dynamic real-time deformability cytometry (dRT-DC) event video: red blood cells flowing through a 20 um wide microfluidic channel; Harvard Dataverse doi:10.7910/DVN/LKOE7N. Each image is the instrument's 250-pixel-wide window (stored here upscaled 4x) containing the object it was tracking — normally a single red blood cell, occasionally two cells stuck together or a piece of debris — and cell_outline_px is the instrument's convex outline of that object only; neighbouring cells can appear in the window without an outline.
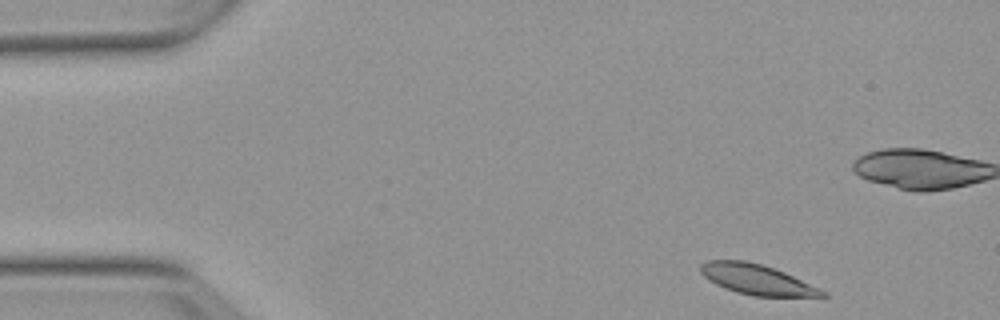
{"species": "Egyptian fruit bat (a non-hibernating species)", "species_latin": "Rousettus aegyptiacus", "temperature_condition": "warm", "stored_images_in_passage": 44, "camera_frame_rate_fps": 3000, "um_per_image_px": 0.085, "animal": {"sex": "female"}, "frame": {"image": 1, "passage_image": 2, "time_ms": 0.333, "image_size_px": [1000, 320], "cell_outline_px": [[828, 296], [752, 296], [736, 292], [724, 288], [708, 280], [700, 272], [700, 264], [708, 260], [744, 260], [760, 264], [784, 272], [820, 288], [828, 292]], "centroid_in_image_um": [64.31, 23.76], "position_along_channel_um": 20.7, "area_um2": 21.33}}
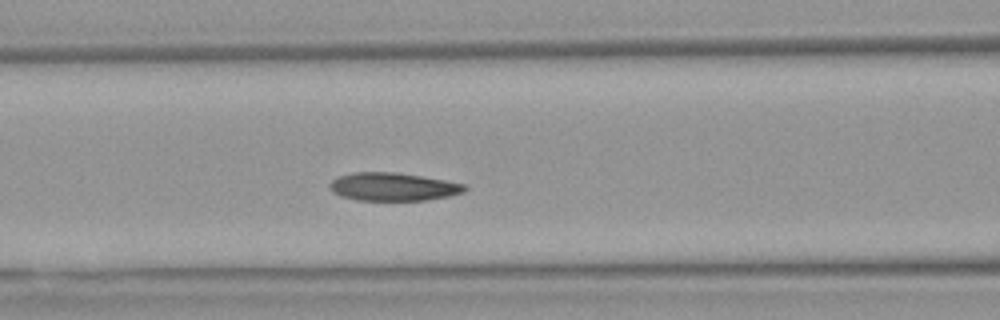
{"frame": {"image": 2, "passage_image": 18, "time_ms": 5.667, "image_size_px": [1000, 320], "cell_outline_px": [[468, 188], [464, 192], [448, 196], [424, 200], [356, 200], [332, 192], [328, 188], [328, 184], [336, 176], [352, 172], [396, 172], [444, 180], [464, 184]], "centroid_in_image_um": [33.36, 15.86], "position_along_channel_um": 133.2, "area_um2": 22.08}}
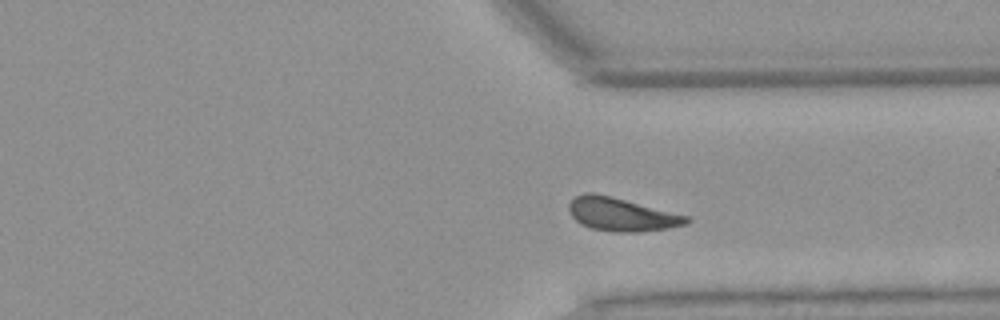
{"frame": {"image": 3, "passage_image": 36, "time_ms": 11.667, "image_size_px": [1000, 320], "cell_outline_px": [[692, 220], [688, 224], [668, 228], [640, 232], [612, 232], [592, 228], [576, 220], [572, 216], [568, 208], [568, 204], [576, 196], [584, 192], [592, 192], [612, 196], [688, 216]], "centroid_in_image_um": [52.84, 18.22], "position_along_channel_um": 358.6, "area_um2": 22.77}, "authors_computed_cell_mechanics": {"area_um2": 22.3686, "velocity_mm_per_s": 3.7647, "shape_relaxation_time_tau1_ms": 3.8884, "shape_relaxation_time_tau2_ms": 4.6279, "deformation_change_tau1": 0.1012, "deformation_change_tau2": 0.094}}